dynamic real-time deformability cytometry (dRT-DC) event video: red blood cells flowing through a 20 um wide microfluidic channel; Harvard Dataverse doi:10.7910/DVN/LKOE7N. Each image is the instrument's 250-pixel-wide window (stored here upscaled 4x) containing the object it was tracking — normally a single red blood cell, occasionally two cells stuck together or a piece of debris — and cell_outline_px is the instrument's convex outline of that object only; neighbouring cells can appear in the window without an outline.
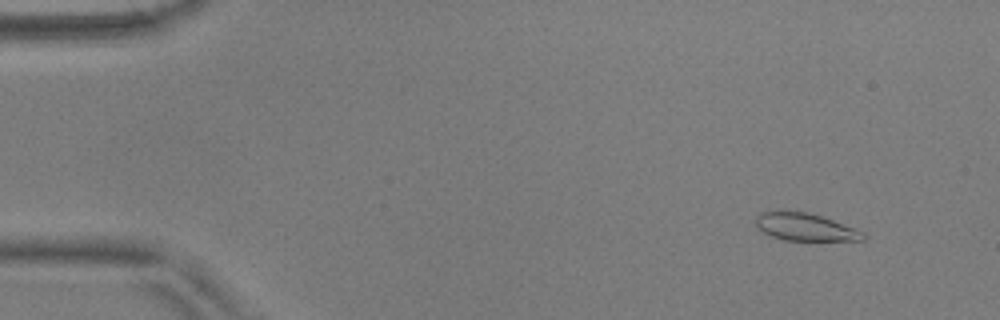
{"species": "common noctule bat (a hibernating species)", "species_latin": "Nyctalus noctula", "temperature_condition": "warm", "stored_images_in_passage": 51, "camera_frame_rate_fps": 3000, "um_per_image_px": 0.085, "animal": {"sex": "male", "body_mass_g": 17.9, "forearm_length_mm": 54.2}, "frame": {"image": 1, "passage_image": 1, "time_ms": 0.0, "image_size_px": [1000, 320], "cell_outline_px": [[868, 236], [864, 240], [784, 240], [772, 236], [764, 232], [752, 220], [760, 212], [808, 212], [832, 220], [864, 232]], "centroid_in_image_um": [68.44, 19.31], "position_along_channel_um": 16.6, "area_um2": 16.88}}
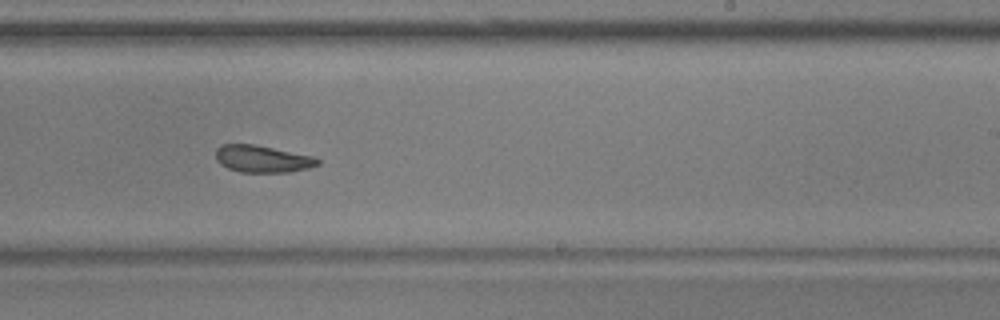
{"frame": {"image": 2, "passage_image": 30, "time_ms": 9.667, "image_size_px": [1000, 320], "cell_outline_px": [[320, 164], [308, 168], [288, 172], [240, 172], [228, 168], [220, 164], [216, 160], [216, 148], [220, 144], [252, 144], [312, 156], [320, 160]], "centroid_in_image_um": [22.27, 13.51], "position_along_channel_um": 266.7, "area_um2": 15.95}}
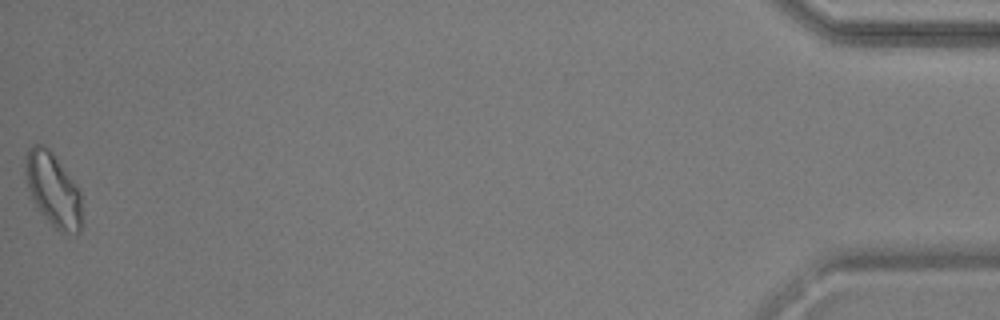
{"frame": {"image": 3, "passage_image": 51, "time_ms": 16.667, "image_size_px": [1000, 320], "cell_outline_px": [[80, 232], [76, 236], [60, 232], [44, 216], [32, 200], [24, 172], [24, 156], [28, 148], [32, 144], [44, 144], [56, 156], [80, 192]], "centroid_in_image_um": [4.47, 16.09], "position_along_channel_um": 430.7, "area_um2": 24.22}, "authors_computed_cell_mechanics": {"area_um2": 17.4556, "velocity_mm_per_s": 3.6645, "shape_relaxation_time_tau1_ms": null, "shape_relaxation_time_tau2_ms": 2.7011, "deformation_change_tau1": null, "deformation_change_tau2": 0.0723}}